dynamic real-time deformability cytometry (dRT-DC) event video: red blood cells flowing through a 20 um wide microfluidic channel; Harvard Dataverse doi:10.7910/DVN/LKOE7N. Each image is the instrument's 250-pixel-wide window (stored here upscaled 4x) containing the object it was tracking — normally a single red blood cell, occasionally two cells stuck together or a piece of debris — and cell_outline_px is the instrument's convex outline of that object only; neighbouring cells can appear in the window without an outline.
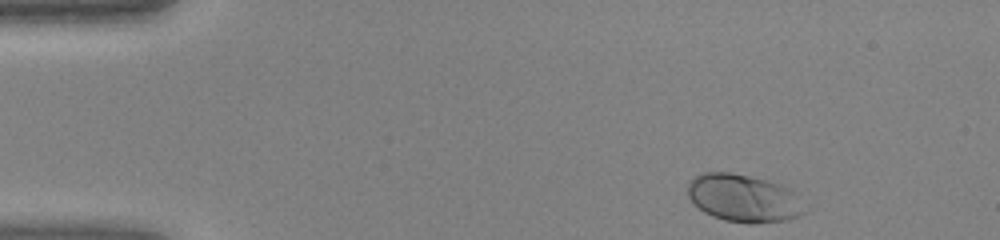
{"species": "human", "species_latin": "Homo sapiens", "temperature_condition": "warm", "stored_images_in_passage": 40, "camera_frame_rate_fps": 3000, "um_per_image_px": 0.085, "donor": {"sex": "female"}, "frame": {"image": 1, "passage_image": 1, "time_ms": 0.0, "image_size_px": [1000, 240], "cell_outline_px": [[812, 208], [808, 212], [800, 216], [788, 220], [752, 224], [748, 224], [724, 220], [712, 216], [704, 212], [692, 204], [688, 196], [688, 184], [696, 176], [704, 172], [728, 172], [748, 176], [780, 184], [788, 188], [812, 204]], "centroid_in_image_um": [63.32, 16.88], "position_along_channel_um": 21.7, "area_um2": 33.35}}
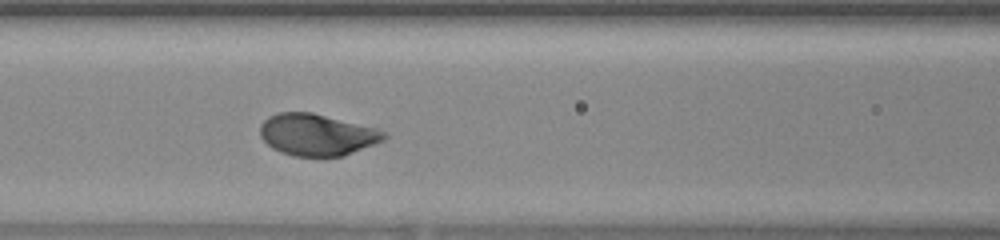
{"frame": {"image": 2, "passage_image": 15, "time_ms": 4.667, "image_size_px": [1000, 240], "cell_outline_px": [[388, 136], [384, 140], [344, 156], [292, 156], [280, 152], [272, 148], [260, 136], [260, 124], [268, 116], [280, 112], [312, 112], [376, 128], [388, 132]], "centroid_in_image_um": [26.94, 11.45], "position_along_channel_um": 139.7, "area_um2": 30.23}}
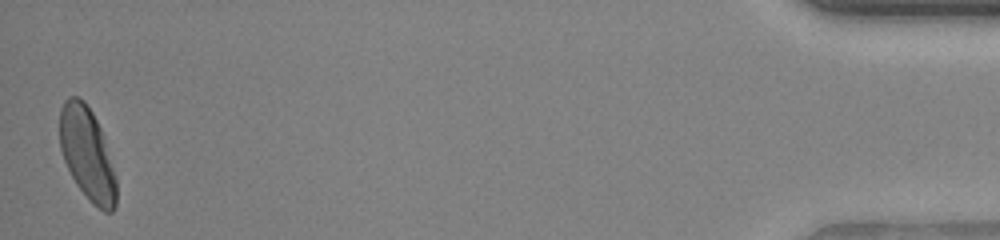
{"frame": {"image": 3, "passage_image": 40, "time_ms": 13.0, "image_size_px": [1000, 240], "cell_outline_px": [[116, 208], [112, 212], [104, 212], [92, 204], [76, 184], [64, 160], [60, 148], [60, 108], [64, 100], [68, 96], [76, 96], [84, 100], [92, 112], [104, 136], [116, 176]], "centroid_in_image_um": [7.42, 13.08], "position_along_channel_um": 427.8, "area_um2": 30.69}}